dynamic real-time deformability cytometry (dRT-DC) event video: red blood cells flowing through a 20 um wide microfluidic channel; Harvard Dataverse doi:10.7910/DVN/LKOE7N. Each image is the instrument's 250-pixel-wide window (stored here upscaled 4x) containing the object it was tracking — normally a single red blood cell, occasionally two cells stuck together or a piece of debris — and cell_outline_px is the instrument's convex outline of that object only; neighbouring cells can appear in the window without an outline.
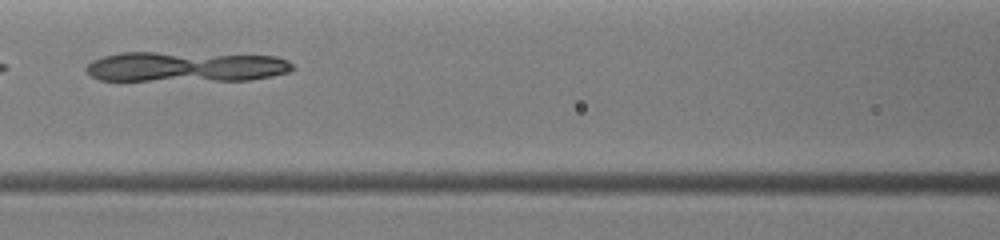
{"species": "common noctule bat (a hibernating species)", "species_latin": "Nyctalus noctula", "temperature_condition": "warm", "stored_images_in_passage": 18, "camera_frame_rate_fps": 3000, "um_per_image_px": 0.085, "animal": {"sex": "female", "body_mass_g": 19.0, "forearm_length_mm": 51.5}, "frame": {"image": 1, "passage_image": 5, "time_ms": 2.333, "image_size_px": [1000, 240], "cell_outline_px": [[296, 68], [288, 72], [272, 76], [248, 80], [100, 80], [84, 72], [84, 68], [92, 60], [104, 56], [120, 52], [152, 52], [276, 56], [288, 60]], "centroid_in_image_um": [15.77, 5.67], "position_along_channel_um": 150.8, "area_um2": 36.36}}